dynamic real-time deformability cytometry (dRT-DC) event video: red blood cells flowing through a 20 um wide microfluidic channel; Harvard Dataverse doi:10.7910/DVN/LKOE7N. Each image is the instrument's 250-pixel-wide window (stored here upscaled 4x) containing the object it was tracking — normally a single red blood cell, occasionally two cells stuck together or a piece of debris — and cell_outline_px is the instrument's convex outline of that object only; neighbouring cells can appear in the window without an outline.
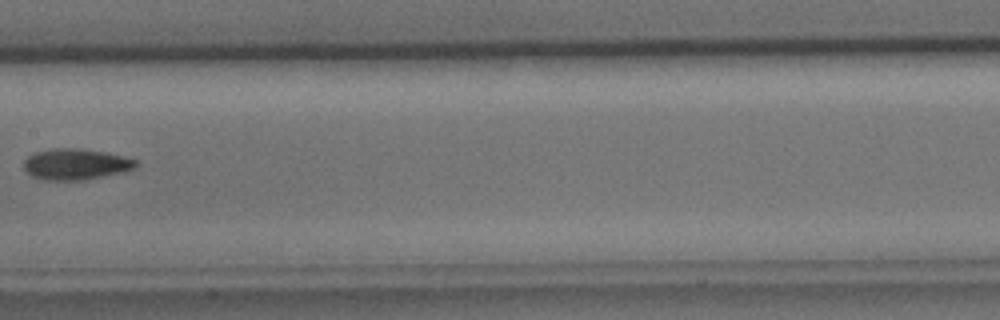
{"species": "common noctule bat (a hibernating species)", "species_latin": "Nyctalus noctula", "temperature_condition": "cold", "stored_images_in_passage": 7, "camera_frame_rate_fps": 3000, "um_per_image_px": 0.085, "animal": {"sex": "male", "body_mass_g": 15.6}, "frame": {"image": 1, "passage_image": 7, "time_ms": 7.0, "image_size_px": [1000, 320], "cell_outline_px": [[136, 168], [120, 172], [80, 180], [44, 180], [32, 176], [24, 168], [24, 160], [28, 156], [36, 152], [52, 148], [80, 148], [104, 152], [136, 160]], "centroid_in_image_um": [6.38, 13.95], "position_along_channel_um": 201.0, "area_um2": 19.88}}